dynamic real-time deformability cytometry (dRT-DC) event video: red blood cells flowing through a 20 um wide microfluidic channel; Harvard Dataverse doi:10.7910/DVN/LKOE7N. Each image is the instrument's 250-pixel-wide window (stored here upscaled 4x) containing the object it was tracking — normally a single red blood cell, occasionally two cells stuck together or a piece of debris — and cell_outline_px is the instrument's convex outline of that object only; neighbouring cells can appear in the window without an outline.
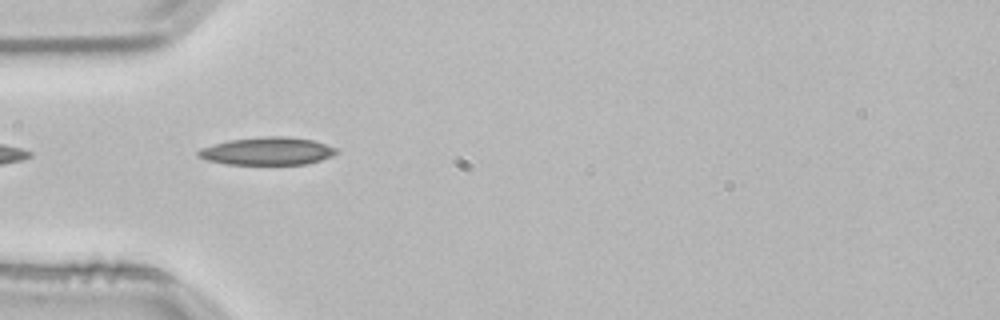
{"species": "common noctule bat (a hibernating species)", "species_latin": "Nyctalus noctula", "temperature_condition": "room temperature", "stored_images_in_passage": 4, "camera_frame_rate_fps": 3000, "um_per_image_px": 0.085, "animal": {"sex": "male", "body_mass_g": 21.5, "forearm_length_mm": 52.0}, "frame": {"image": 1, "passage_image": 4, "time_ms": 1.0, "image_size_px": [1000, 320], "cell_outline_px": [[340, 152], [332, 156], [308, 164], [228, 164], [208, 160], [196, 156], [196, 152], [200, 148], [212, 144], [228, 140], [264, 136], [288, 136], [312, 140], [336, 148]], "centroid_in_image_um": [22.71, 12.84], "position_along_channel_um": 62.3, "area_um2": 22.43}}